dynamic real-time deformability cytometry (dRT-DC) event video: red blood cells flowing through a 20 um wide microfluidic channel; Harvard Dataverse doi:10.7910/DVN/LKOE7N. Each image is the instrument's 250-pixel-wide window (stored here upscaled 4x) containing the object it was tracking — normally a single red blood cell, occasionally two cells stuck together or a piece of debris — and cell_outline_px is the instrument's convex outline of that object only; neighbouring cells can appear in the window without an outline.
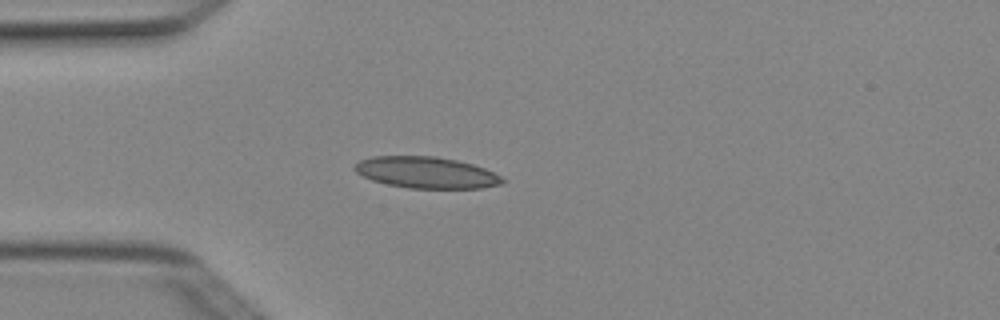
{"species": "Egyptian fruit bat (a non-hibernating species)", "species_latin": "Rousettus aegyptiacus", "temperature_condition": "cold", "stored_images_in_passage": 1, "camera_frame_rate_fps": 3000, "um_per_image_px": 0.085, "animal": {"sex": "female"}, "frame": {"image": 1, "passage_image": 1, "time_ms": 0.0, "image_size_px": [1000, 320], "cell_outline_px": [[504, 184], [480, 188], [408, 188], [388, 184], [372, 180], [356, 172], [352, 168], [360, 160], [372, 156], [436, 156], [456, 160], [472, 164], [484, 168], [500, 176], [504, 180]], "centroid_in_image_um": [36.23, 14.66], "position_along_channel_um": 48.8, "area_um2": 26.93}}